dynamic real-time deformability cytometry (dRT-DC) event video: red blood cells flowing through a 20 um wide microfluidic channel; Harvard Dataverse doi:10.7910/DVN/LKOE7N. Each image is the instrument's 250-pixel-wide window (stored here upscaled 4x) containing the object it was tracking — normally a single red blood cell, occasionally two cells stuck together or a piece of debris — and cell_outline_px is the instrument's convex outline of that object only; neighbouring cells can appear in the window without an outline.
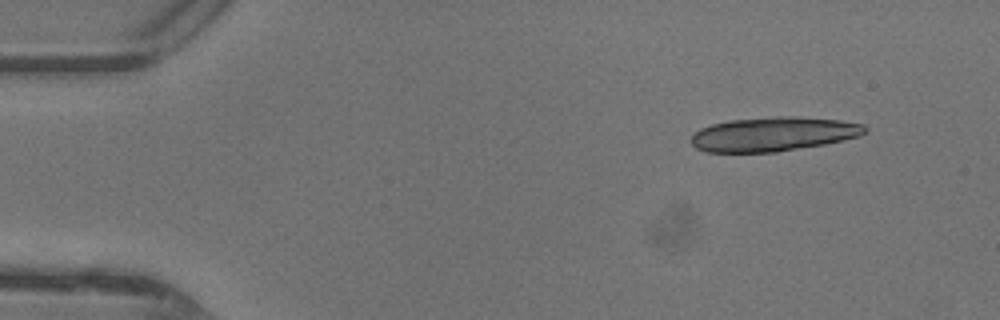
{"species": "common noctule bat (a hibernating species)", "species_latin": "Nyctalus noctula", "temperature_condition": "warm", "stored_images_in_passage": 12, "camera_frame_rate_fps": 3000, "um_per_image_px": 0.085, "animal": {"sex": "female"}, "frame": {"image": 1, "passage_image": 1, "time_ms": 0.0, "image_size_px": [1000, 320], "cell_outline_px": [[868, 128], [860, 136], [824, 144], [776, 152], [704, 152], [696, 148], [692, 144], [692, 136], [700, 128], [712, 124], [732, 120], [776, 116], [796, 116], [840, 120], [864, 124]], "centroid_in_image_um": [65.74, 11.39], "position_along_channel_um": 19.3, "area_um2": 34.56}}